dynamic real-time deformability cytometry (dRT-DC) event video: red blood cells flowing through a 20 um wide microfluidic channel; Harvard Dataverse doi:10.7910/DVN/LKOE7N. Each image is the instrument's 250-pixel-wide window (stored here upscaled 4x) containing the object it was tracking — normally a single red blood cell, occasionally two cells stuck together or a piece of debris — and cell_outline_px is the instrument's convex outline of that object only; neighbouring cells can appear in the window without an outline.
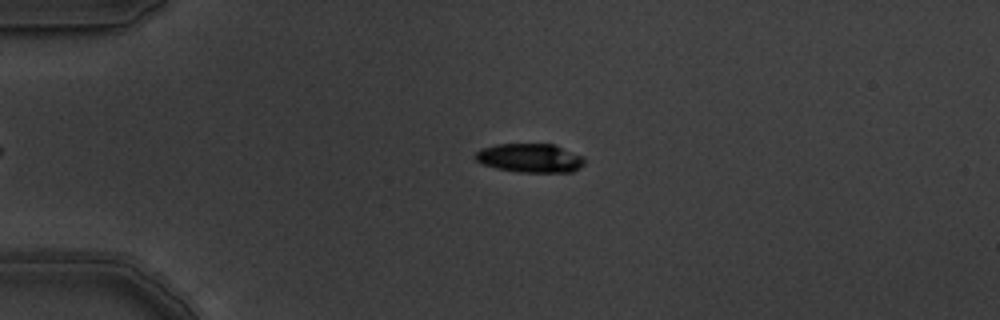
{"species": "common noctule bat (a hibernating species)", "species_latin": "Nyctalus noctula", "temperature_condition": "warm", "stored_images_in_passage": 2, "camera_frame_rate_fps": 3000, "um_per_image_px": 0.085, "animal": {"sex": "male", "body_mass_g": 19.5, "forearm_length_mm": 54.6}, "frame": {"image": 1, "passage_image": 1, "time_ms": 0.0, "image_size_px": [1000, 320], "cell_outline_px": [[584, 164], [580, 168], [572, 172], [520, 172], [496, 168], [484, 164], [476, 160], [476, 152], [480, 148], [496, 144], [556, 144], [584, 156]], "centroid_in_image_um": [45.1, 13.42], "position_along_channel_um": 39.9, "area_um2": 18.5}}